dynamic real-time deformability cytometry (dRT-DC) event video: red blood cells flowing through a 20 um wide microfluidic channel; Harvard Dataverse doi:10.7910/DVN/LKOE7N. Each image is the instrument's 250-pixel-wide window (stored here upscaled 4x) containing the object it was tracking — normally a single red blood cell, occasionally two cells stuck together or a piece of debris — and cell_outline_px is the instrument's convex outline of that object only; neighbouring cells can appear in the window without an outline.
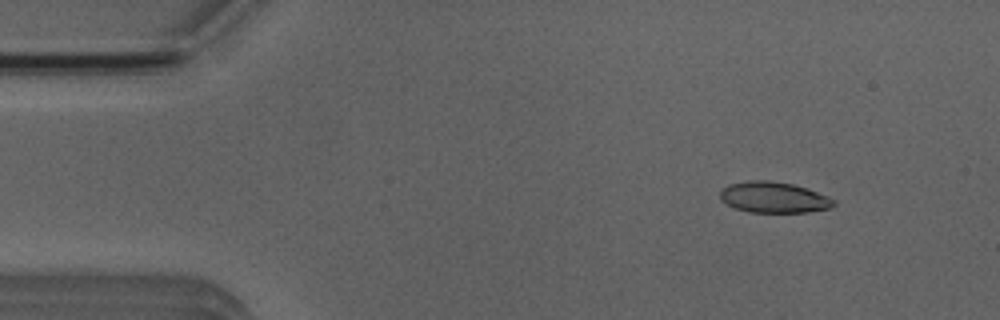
{"species": "Egyptian fruit bat (a non-hibernating species)", "species_latin": "Rousettus aegyptiacus", "temperature_condition": "room temperature", "stored_images_in_passage": 3, "camera_frame_rate_fps": 3000, "um_per_image_px": 0.085, "animal": {"sex": "male"}, "frame": {"image": 1, "passage_image": 1, "time_ms": 0.0, "image_size_px": [1000, 320], "cell_outline_px": [[836, 204], [832, 208], [808, 212], [748, 212], [736, 208], [720, 200], [720, 192], [728, 184], [748, 180], [768, 180], [792, 184], [828, 196], [836, 200]], "centroid_in_image_um": [65.78, 16.78], "position_along_channel_um": 19.2, "area_um2": 20.46}}